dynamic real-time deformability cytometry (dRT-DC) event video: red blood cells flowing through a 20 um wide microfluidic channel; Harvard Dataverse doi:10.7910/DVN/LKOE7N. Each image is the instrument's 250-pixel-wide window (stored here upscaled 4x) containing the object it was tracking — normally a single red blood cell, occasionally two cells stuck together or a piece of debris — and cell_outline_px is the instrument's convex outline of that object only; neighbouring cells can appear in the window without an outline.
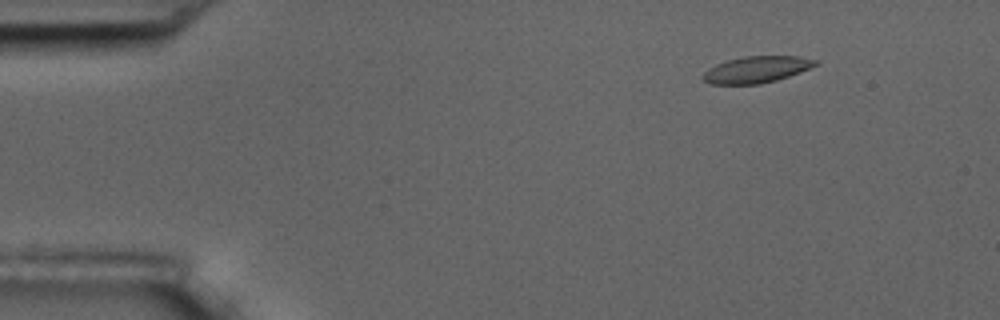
{"species": "common noctule bat (a hibernating species)", "species_latin": "Nyctalus noctula", "temperature_condition": "room temperature", "stored_images_in_passage": 4, "camera_frame_rate_fps": 3000, "um_per_image_px": 0.085, "animal": {"sex": "male", "body_mass_g": 17.5, "forearm_length_mm": 52.3}, "frame": {"image": 1, "passage_image": 1, "time_ms": 0.0, "image_size_px": [1000, 320], "cell_outline_px": [[820, 64], [800, 72], [776, 80], [760, 84], [712, 84], [704, 80], [700, 76], [708, 68], [716, 64], [728, 60], [744, 56], [800, 56], [820, 60]], "centroid_in_image_um": [64.34, 5.9], "position_along_channel_um": 20.7, "area_um2": 17.51}}
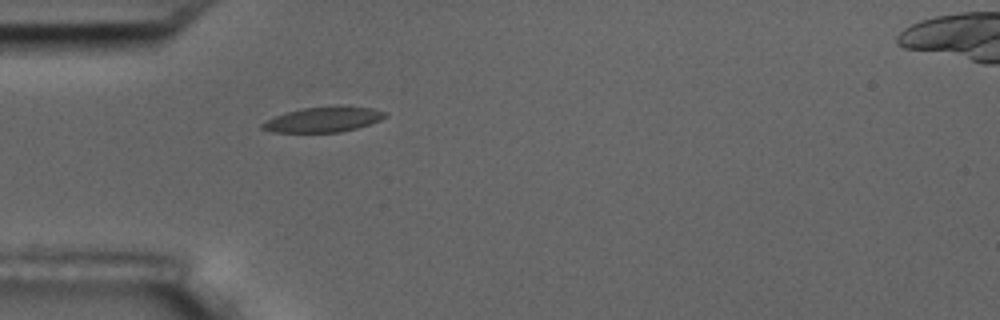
{"frame": {"image": 2, "passage_image": 4, "time_ms": 3.333, "image_size_px": [1000, 320], "cell_outline_px": [[388, 116], [380, 120], [356, 128], [340, 132], [272, 132], [260, 128], [260, 124], [276, 116], [288, 112], [304, 108], [336, 104], [340, 104], [372, 108], [388, 112]], "centroid_in_image_um": [27.54, 10.13], "position_along_channel_um": 57.5, "area_um2": 18.26}}